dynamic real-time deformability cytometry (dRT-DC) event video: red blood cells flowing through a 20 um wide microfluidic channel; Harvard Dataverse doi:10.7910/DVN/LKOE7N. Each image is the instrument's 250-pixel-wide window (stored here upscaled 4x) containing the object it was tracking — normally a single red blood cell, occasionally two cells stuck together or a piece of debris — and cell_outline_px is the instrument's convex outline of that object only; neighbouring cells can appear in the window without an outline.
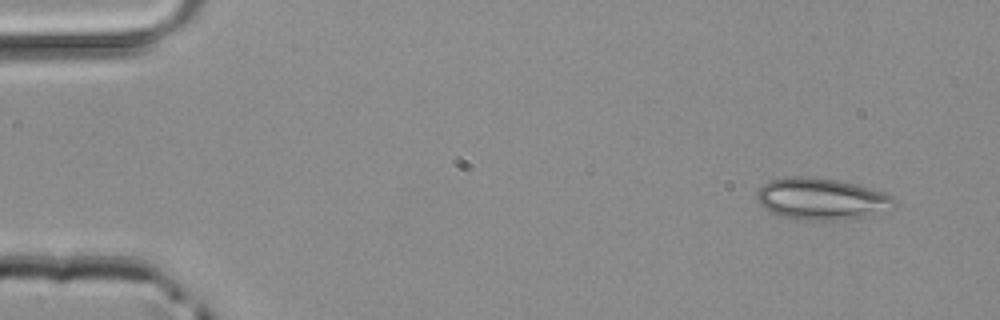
{"species": "common noctule bat (a hibernating species)", "species_latin": "Nyctalus noctula", "temperature_condition": "room temperature", "stored_images_in_passage": 44, "camera_frame_rate_fps": 3000, "um_per_image_px": 0.085, "animal": {"sex": "male", "body_mass_g": 20.4}, "frame": {"image": 1, "passage_image": 2, "time_ms": 0.333, "image_size_px": [1000, 320], "cell_outline_px": [[896, 204], [868, 216], [836, 220], [804, 220], [776, 216], [768, 212], [760, 204], [756, 196], [756, 192], [764, 184], [772, 180], [788, 176], [812, 176], [836, 180], [884, 192], [892, 196], [896, 200]], "centroid_in_image_um": [69.75, 16.91], "position_along_channel_um": 15.3, "area_um2": 33.23}}
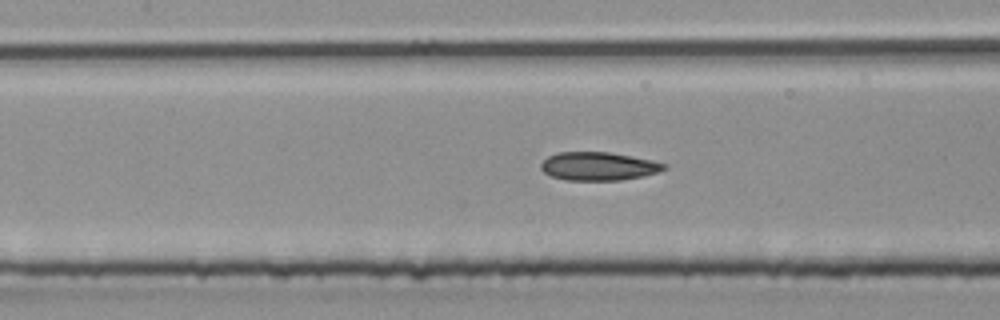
{"frame": {"image": 2, "passage_image": 20, "time_ms": 6.333, "image_size_px": [1000, 320], "cell_outline_px": [[668, 168], [660, 172], [644, 176], [620, 180], [564, 180], [552, 176], [544, 172], [540, 168], [540, 164], [548, 156], [556, 152], [608, 152], [632, 156], [652, 160], [668, 164]], "centroid_in_image_um": [50.9, 14.13], "position_along_channel_um": 156.5, "area_um2": 20.52}}
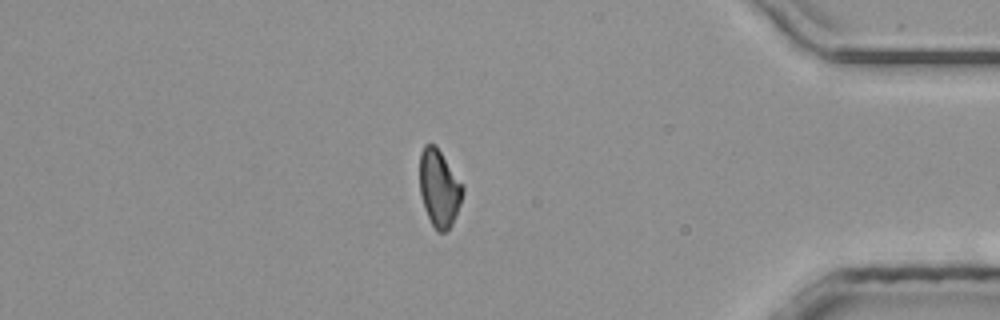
{"frame": {"image": 3, "passage_image": 39, "time_ms": 12.667, "image_size_px": [1000, 320], "cell_outline_px": [[464, 192], [460, 204], [452, 224], [444, 232], [436, 232], [424, 208], [420, 192], [420, 152], [424, 144], [436, 144], [464, 184]], "centroid_in_image_um": [37.34, 15.96], "position_along_channel_um": 397.9, "area_um2": 19.59}}